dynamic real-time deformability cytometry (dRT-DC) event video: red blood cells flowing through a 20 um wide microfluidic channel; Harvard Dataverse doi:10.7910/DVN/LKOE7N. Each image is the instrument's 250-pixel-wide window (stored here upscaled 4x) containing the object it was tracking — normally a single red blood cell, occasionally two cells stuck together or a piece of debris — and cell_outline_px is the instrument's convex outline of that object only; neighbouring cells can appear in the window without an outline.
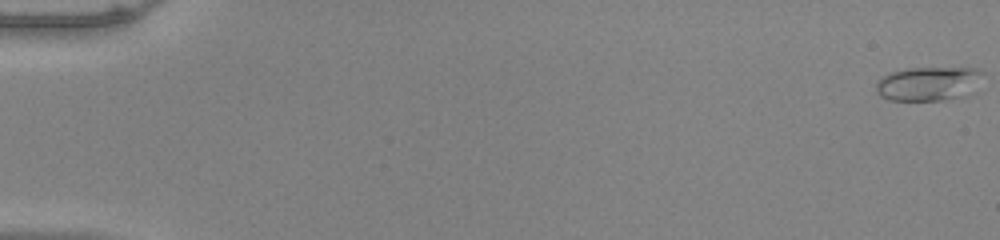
{"species": "common noctule bat (a hibernating species)", "species_latin": "Nyctalus noctula", "temperature_condition": "warm", "stored_images_in_passage": 53, "camera_frame_rate_fps": 3000, "um_per_image_px": 0.085, "animal": {"sex": "male", "body_mass_g": 20.0, "forearm_length_mm": 53.3}, "frame": {"image": 1, "passage_image": 1, "time_ms": 0.0, "image_size_px": [1000, 240], "cell_outline_px": [[984, 72], [968, 96], [944, 100], [888, 100], [880, 96], [876, 92], [876, 84], [884, 76], [892, 72], [908, 68], [976, 68]], "centroid_in_image_um": [78.92, 7.12], "position_along_channel_um": 6.1, "area_um2": 21.1}}
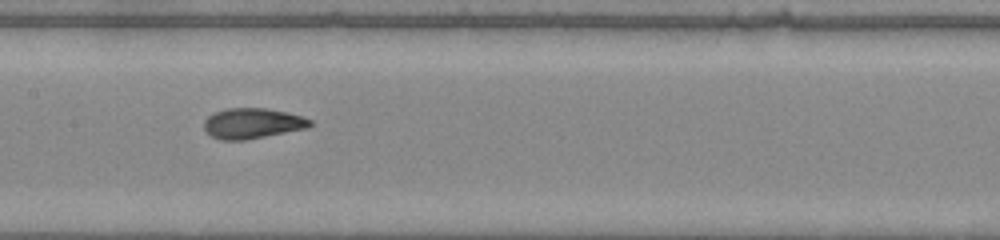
{"frame": {"image": 2, "passage_image": 28, "time_ms": 9.0, "image_size_px": [1000, 240], "cell_outline_px": [[312, 124], [308, 128], [248, 140], [220, 140], [204, 132], [204, 120], [208, 116], [216, 112], [228, 108], [264, 108], [288, 112], [312, 120]], "centroid_in_image_um": [21.45, 10.5], "position_along_channel_um": 186.0, "area_um2": 18.96}}
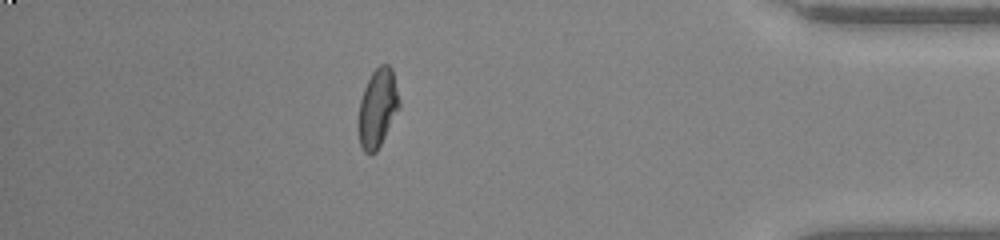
{"frame": {"image": 3, "passage_image": 47, "time_ms": 15.333, "image_size_px": [1000, 240], "cell_outline_px": [[400, 108], [376, 152], [368, 156], [364, 152], [360, 144], [356, 128], [356, 120], [360, 100], [364, 88], [372, 72], [380, 64], [388, 64], [392, 68], [400, 100]], "centroid_in_image_um": [32.06, 9.22], "position_along_channel_um": 403.1, "area_um2": 19.19}, "authors_computed_cell_mechanics": {"area_um2": 18.8428, "velocity_mm_per_s": 4.0146, "shape_relaxation_time_tau1_ms": 5.3006, "shape_relaxation_time_tau2_ms": 0.8426, "deformation_change_tau1": 0.1883, "deformation_change_tau2": 0.0615}}